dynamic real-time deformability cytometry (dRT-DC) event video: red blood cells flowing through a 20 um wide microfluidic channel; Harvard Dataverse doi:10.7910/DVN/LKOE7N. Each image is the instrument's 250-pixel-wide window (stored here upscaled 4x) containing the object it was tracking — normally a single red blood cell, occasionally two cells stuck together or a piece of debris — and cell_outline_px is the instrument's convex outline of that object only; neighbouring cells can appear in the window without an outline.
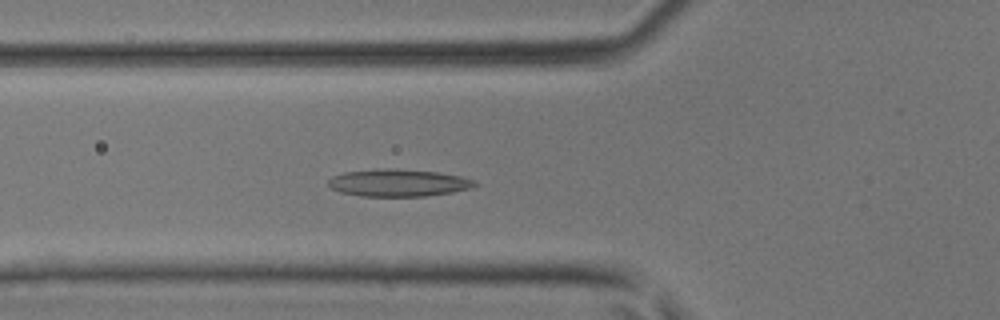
{"species": "common noctule bat (a hibernating species)", "species_latin": "Nyctalus noctula", "temperature_condition": "room temperature", "stored_images_in_passage": 41, "camera_frame_rate_fps": 3000, "um_per_image_px": 0.085, "animal": {"sex": "male", "body_mass_g": 17.9, "forearm_length_mm": 54.2}, "frame": {"image": 1, "passage_image": 17, "time_ms": 5.333, "image_size_px": [1000, 320], "cell_outline_px": [[480, 184], [472, 188], [452, 192], [424, 196], [360, 196], [340, 192], [332, 188], [328, 184], [328, 180], [332, 176], [344, 172], [376, 168], [388, 168], [436, 172], [460, 176], [476, 180]], "centroid_in_image_um": [33.86, 15.53], "position_along_channel_um": 91.9, "area_um2": 23.41}}
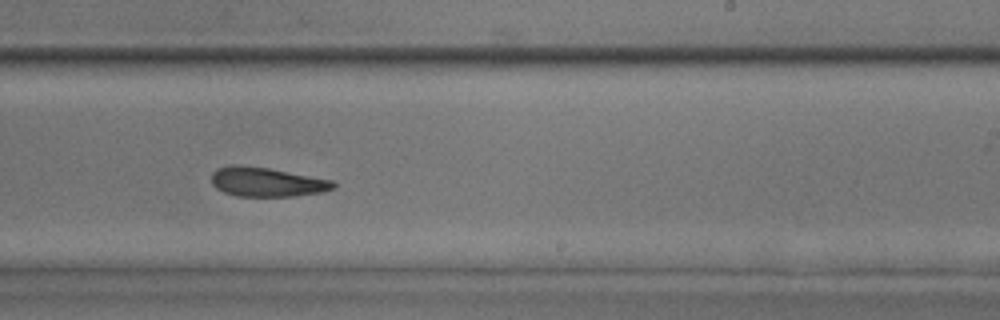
{"frame": {"image": 2, "passage_image": 29, "time_ms": 9.333, "image_size_px": [1000, 320], "cell_outline_px": [[336, 188], [320, 192], [296, 196], [236, 196], [224, 192], [216, 188], [212, 184], [212, 172], [216, 168], [228, 164], [236, 164], [268, 168], [332, 180], [336, 184]], "centroid_in_image_um": [22.64, 15.46], "position_along_channel_um": 266.4, "area_um2": 20.87}}
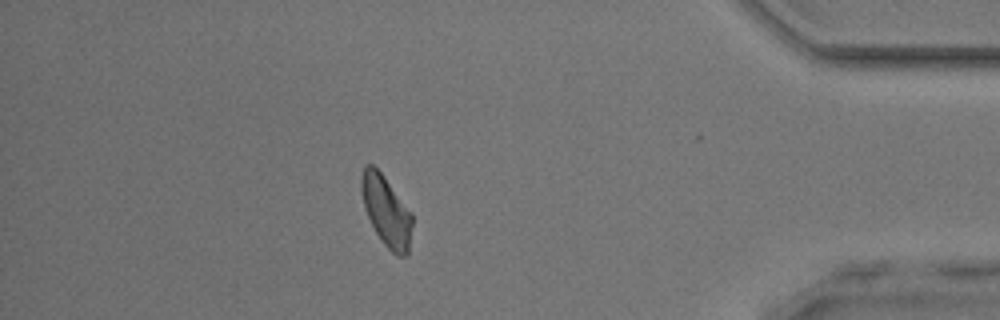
{"frame": {"image": 3, "passage_image": 41, "time_ms": 13.333, "image_size_px": [1000, 320], "cell_outline_px": [[412, 224], [408, 256], [396, 256], [380, 240], [364, 208], [360, 188], [360, 176], [364, 164], [372, 164], [380, 172], [412, 212]], "centroid_in_image_um": [32.82, 17.94], "position_along_channel_um": 402.4, "area_um2": 20.92}}